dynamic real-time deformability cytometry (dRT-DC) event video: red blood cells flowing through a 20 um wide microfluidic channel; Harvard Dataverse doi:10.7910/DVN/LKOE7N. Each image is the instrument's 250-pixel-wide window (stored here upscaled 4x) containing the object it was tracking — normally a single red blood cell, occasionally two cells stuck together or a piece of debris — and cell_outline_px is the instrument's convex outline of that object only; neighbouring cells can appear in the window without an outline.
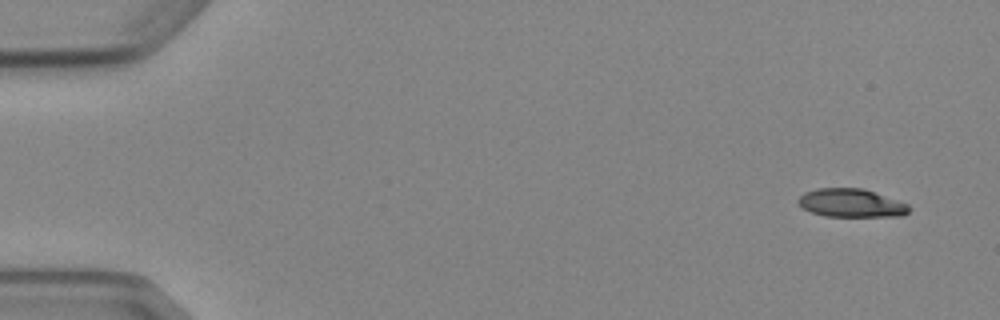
{"species": "Egyptian fruit bat (a non-hibernating species)", "species_latin": "Rousettus aegyptiacus", "temperature_condition": "cold", "stored_images_in_passage": 5, "camera_frame_rate_fps": 3000, "um_per_image_px": 0.085, "animal": {"sex": "female"}, "frame": {"image": 1, "passage_image": 1, "time_ms": 0.0, "image_size_px": [1000, 320], "cell_outline_px": [[912, 208], [904, 216], [824, 216], [812, 212], [804, 208], [796, 200], [804, 192], [816, 188], [864, 188], [908, 204]], "centroid_in_image_um": [72.37, 17.25], "position_along_channel_um": 12.6, "area_um2": 18.32}}
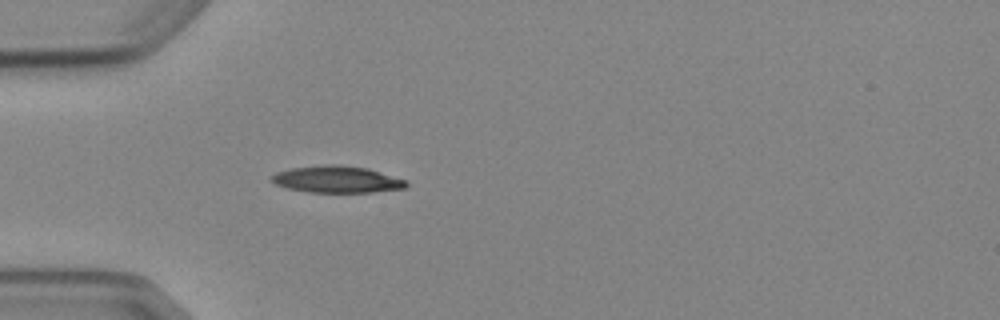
{"frame": {"image": 2, "passage_image": 5, "time_ms": 4.333, "image_size_px": [1000, 320], "cell_outline_px": [[408, 184], [404, 188], [372, 192], [308, 192], [288, 188], [276, 184], [268, 180], [268, 176], [276, 172], [292, 168], [324, 164], [336, 164], [368, 168], [408, 180]], "centroid_in_image_um": [28.61, 15.24], "position_along_channel_um": 56.4, "area_um2": 21.21}}